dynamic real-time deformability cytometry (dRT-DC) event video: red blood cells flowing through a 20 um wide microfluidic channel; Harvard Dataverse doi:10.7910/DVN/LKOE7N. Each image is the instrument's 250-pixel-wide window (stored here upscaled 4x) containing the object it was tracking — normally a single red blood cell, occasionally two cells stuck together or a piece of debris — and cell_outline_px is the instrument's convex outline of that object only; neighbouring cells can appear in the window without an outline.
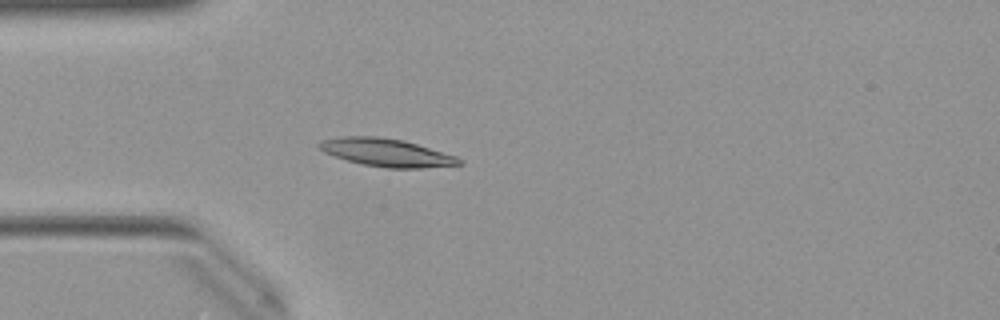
{"species": "Egyptian fruit bat (a non-hibernating species)", "species_latin": "Rousettus aegyptiacus", "temperature_condition": "warm", "stored_images_in_passage": 12, "camera_frame_rate_fps": 3000, "um_per_image_px": 0.085, "animal": {"sex": "female"}, "frame": {"image": 1, "passage_image": 2, "time_ms": 0.333, "image_size_px": [1000, 320], "cell_outline_px": [[464, 164], [420, 168], [384, 168], [360, 164], [324, 152], [316, 144], [320, 140], [340, 136], [380, 136], [404, 140], [456, 156], [464, 160]], "centroid_in_image_um": [32.85, 12.96], "position_along_channel_um": 52.2, "area_um2": 22.89}}
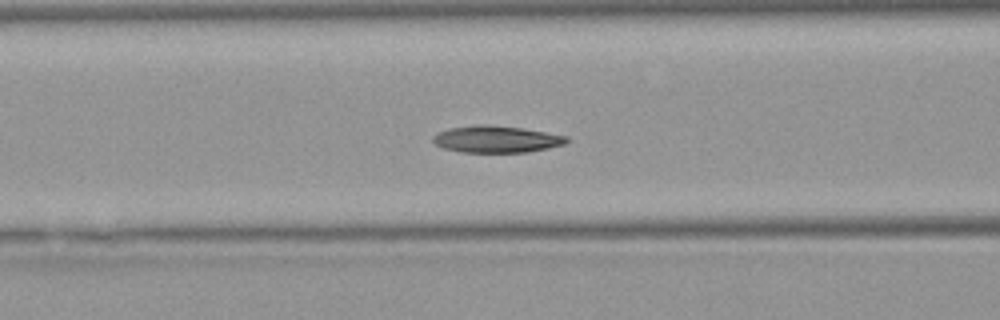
{"frame": {"image": 2, "passage_image": 8, "time_ms": 2.333, "image_size_px": [1000, 320], "cell_outline_px": [[568, 140], [564, 144], [548, 148], [528, 152], [460, 152], [444, 148], [436, 144], [432, 140], [432, 136], [448, 128], [480, 124], [484, 124], [520, 128], [568, 136]], "centroid_in_image_um": [42.17, 11.83], "position_along_channel_um": 124.4, "area_um2": 20.69}}
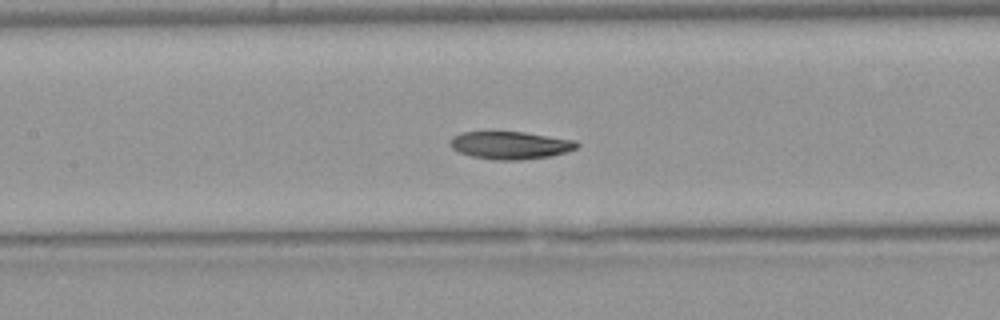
{"frame": {"image": 3, "passage_image": 11, "time_ms": 3.333, "image_size_px": [1000, 320], "cell_outline_px": [[580, 144], [576, 148], [552, 156], [524, 160], [492, 160], [472, 156], [460, 152], [452, 148], [448, 144], [448, 140], [452, 136], [460, 132], [492, 128], [524, 132], [576, 140]], "centroid_in_image_um": [43.29, 12.29], "position_along_channel_um": 164.1, "area_um2": 21.56}}